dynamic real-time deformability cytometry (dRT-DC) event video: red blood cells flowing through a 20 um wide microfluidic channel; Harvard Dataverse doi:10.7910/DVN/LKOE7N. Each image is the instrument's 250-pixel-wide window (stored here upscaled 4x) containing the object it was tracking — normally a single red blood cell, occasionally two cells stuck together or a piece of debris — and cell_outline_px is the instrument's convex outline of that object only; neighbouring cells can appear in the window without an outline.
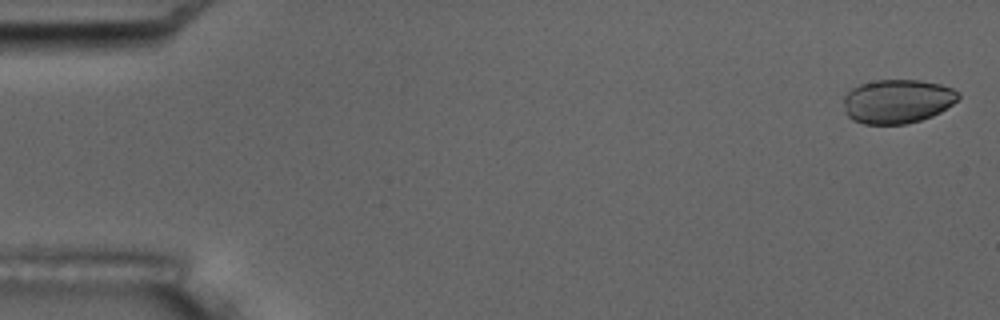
{"species": "common noctule bat (a hibernating species)", "species_latin": "Nyctalus noctula", "temperature_condition": "room temperature", "stored_images_in_passage": 11, "camera_frame_rate_fps": 3000, "um_per_image_px": 0.085, "animal": {"sex": "male", "body_mass_g": 17.5, "forearm_length_mm": 52.3}, "frame": {"image": 1, "passage_image": 1, "time_ms": 0.0, "image_size_px": [1000, 320], "cell_outline_px": [[960, 96], [952, 104], [940, 112], [932, 116], [920, 120], [904, 124], [864, 124], [852, 120], [844, 112], [844, 96], [852, 88], [860, 84], [876, 80], [920, 80], [940, 84], [952, 88], [960, 92]], "centroid_in_image_um": [76.26, 8.61], "position_along_channel_um": 8.7, "area_um2": 29.48}}
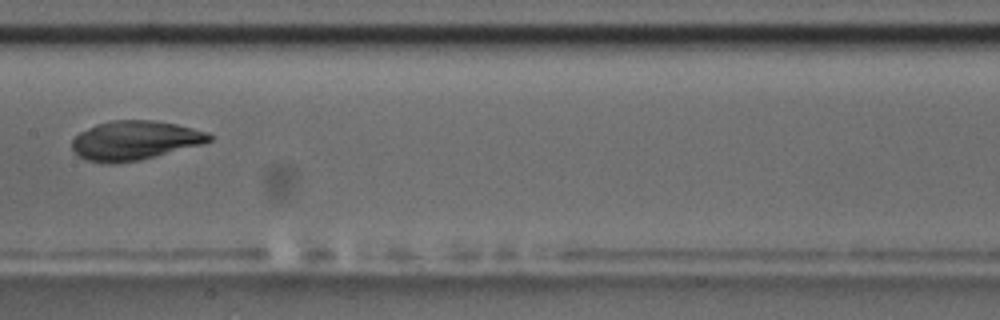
{"frame": {"image": 2, "passage_image": 8, "time_ms": 9.333, "image_size_px": [1000, 320], "cell_outline_px": [[212, 140], [204, 144], [140, 160], [116, 164], [108, 164], [88, 160], [80, 156], [72, 148], [72, 140], [80, 132], [96, 124], [112, 120], [152, 120], [176, 124], [208, 132], [212, 136]], "centroid_in_image_um": [11.48, 11.94], "position_along_channel_um": 195.9, "area_um2": 31.33}}